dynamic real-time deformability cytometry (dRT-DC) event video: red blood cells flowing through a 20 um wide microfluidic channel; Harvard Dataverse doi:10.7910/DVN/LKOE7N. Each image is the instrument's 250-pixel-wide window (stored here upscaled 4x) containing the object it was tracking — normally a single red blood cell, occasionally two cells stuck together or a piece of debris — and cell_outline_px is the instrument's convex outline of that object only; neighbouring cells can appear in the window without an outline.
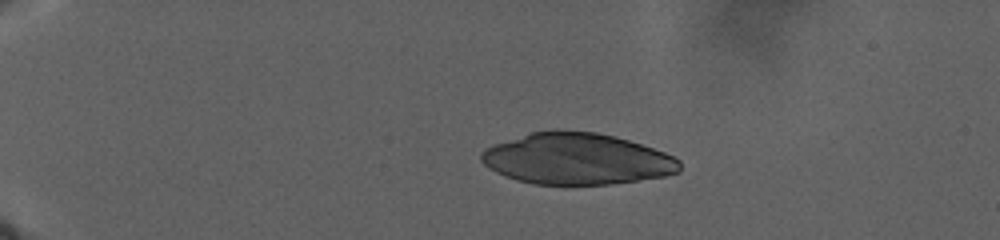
{"species": "human", "species_latin": "Homo sapiens", "temperature_condition": "warm", "stored_images_in_passage": 206, "camera_frame_rate_fps": 3000, "um_per_image_px": 0.085, "donor": {"sex": "male"}, "frame": {"image": 1, "passage_image": 1, "time_ms": 0.0, "image_size_px": [1000, 240], "cell_outline_px": [[680, 172], [664, 176], [608, 184], [532, 184], [516, 180], [504, 176], [488, 168], [480, 160], [480, 152], [484, 148], [492, 144], [528, 132], [596, 132], [628, 140], [664, 152], [680, 160]], "centroid_in_image_um": [48.97, 13.52], "position_along_channel_um": 36.0, "area_um2": 58.84}}